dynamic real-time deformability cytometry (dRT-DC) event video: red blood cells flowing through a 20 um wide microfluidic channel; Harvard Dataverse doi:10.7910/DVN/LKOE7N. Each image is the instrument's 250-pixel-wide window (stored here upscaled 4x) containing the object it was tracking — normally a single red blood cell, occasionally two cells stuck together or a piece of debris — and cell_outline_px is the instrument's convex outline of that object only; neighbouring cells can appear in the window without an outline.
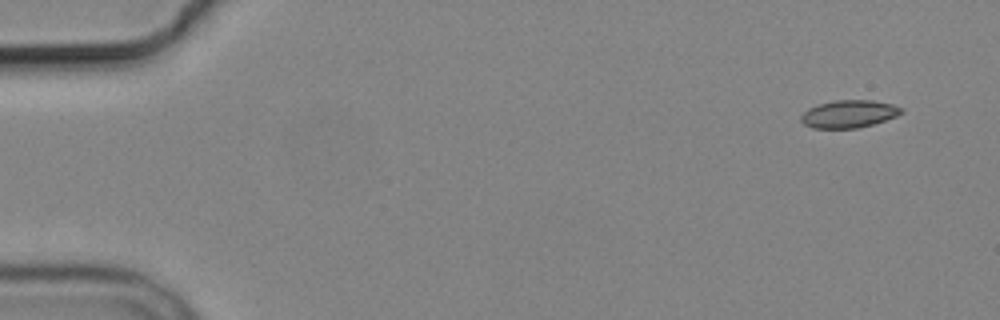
{"species": "common noctule bat (a hibernating species)", "species_latin": "Nyctalus noctula", "temperature_condition": "cold", "stored_images_in_passage": 6, "camera_frame_rate_fps": 3000, "um_per_image_px": 0.085, "animal": {"sex": "male", "body_mass_g": 19.2, "forearm_length_mm": 51.8}, "frame": {"image": 1, "passage_image": 1, "time_ms": 0.0, "image_size_px": [1000, 320], "cell_outline_px": [[904, 112], [896, 116], [872, 124], [856, 128], [812, 128], [804, 124], [800, 120], [800, 116], [808, 108], [816, 104], [836, 100], [872, 100], [892, 104], [904, 108]], "centroid_in_image_um": [72.14, 9.67], "position_along_channel_um": 12.9, "area_um2": 16.18}}
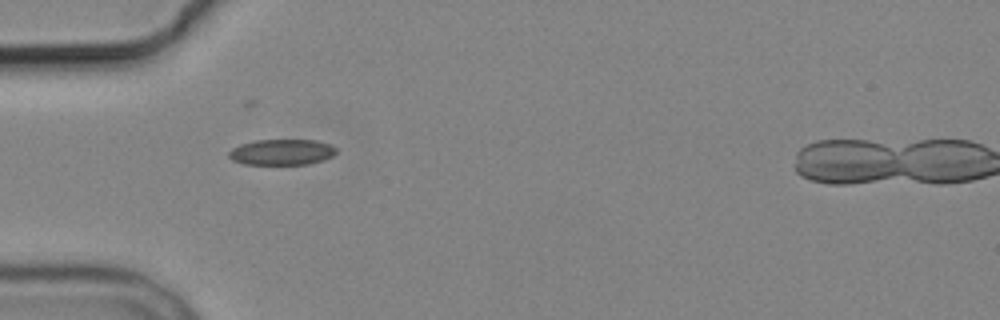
{"frame": {"image": 2, "passage_image": 5, "time_ms": 4.667, "image_size_px": [1000, 320], "cell_outline_px": [[336, 152], [332, 156], [324, 160], [308, 164], [244, 164], [232, 160], [228, 156], [228, 152], [232, 148], [240, 144], [256, 140], [316, 140], [332, 144], [336, 148]], "centroid_in_image_um": [23.96, 12.92], "position_along_channel_um": 61.0, "area_um2": 16.24}}
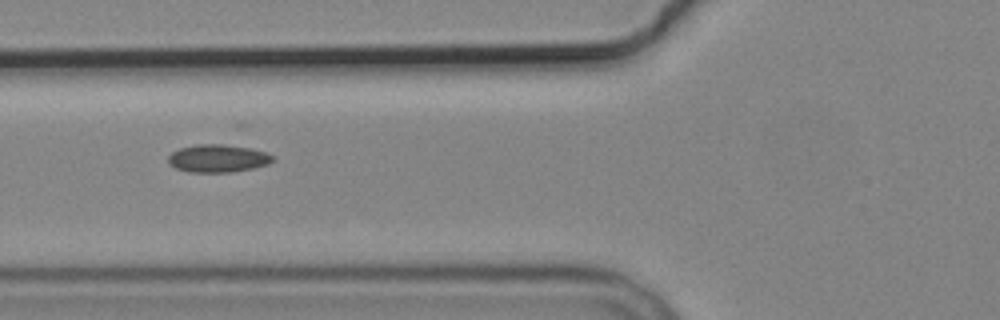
{"frame": {"image": 3, "passage_image": 6, "time_ms": 6.0, "image_size_px": [1000, 320], "cell_outline_px": [[276, 160], [268, 164], [252, 168], [232, 172], [188, 172], [176, 168], [168, 164], [168, 156], [172, 152], [180, 148], [200, 144], [224, 144], [248, 148], [264, 152], [272, 156]], "centroid_in_image_um": [18.49, 13.47], "position_along_channel_um": 107.3, "area_um2": 16.82}}